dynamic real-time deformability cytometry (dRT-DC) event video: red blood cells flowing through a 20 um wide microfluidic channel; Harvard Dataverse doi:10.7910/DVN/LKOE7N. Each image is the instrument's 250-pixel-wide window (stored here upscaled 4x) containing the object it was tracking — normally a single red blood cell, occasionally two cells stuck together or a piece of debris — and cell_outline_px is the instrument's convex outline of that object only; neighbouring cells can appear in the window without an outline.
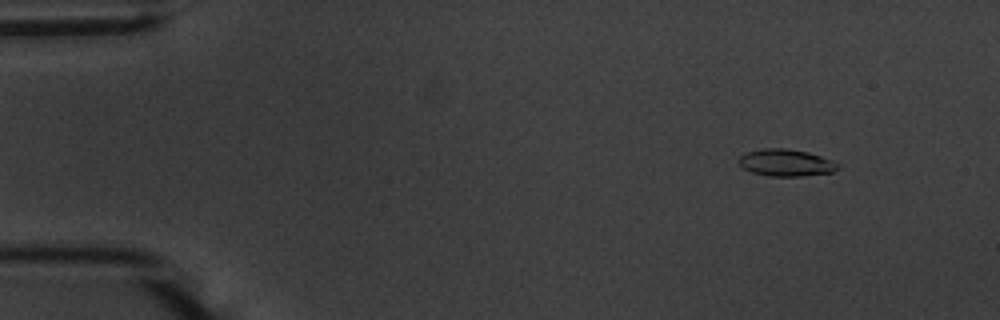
{"species": "common noctule bat (a hibernating species)", "species_latin": "Nyctalus noctula", "temperature_condition": "warm", "stored_images_in_passage": 52, "camera_frame_rate_fps": 3000, "um_per_image_px": 0.085, "animal": {"sex": "male", "body_mass_g": 20.1, "forearm_length_mm": 53.5}, "frame": {"image": 1, "passage_image": 3, "time_ms": 0.667, "image_size_px": [1000, 320], "cell_outline_px": [[840, 168], [832, 172], [800, 176], [768, 176], [752, 172], [744, 168], [736, 160], [744, 152], [764, 148], [784, 148], [808, 152], [832, 160], [840, 164]], "centroid_in_image_um": [66.79, 13.82], "position_along_channel_um": 18.2, "area_um2": 15.66}}
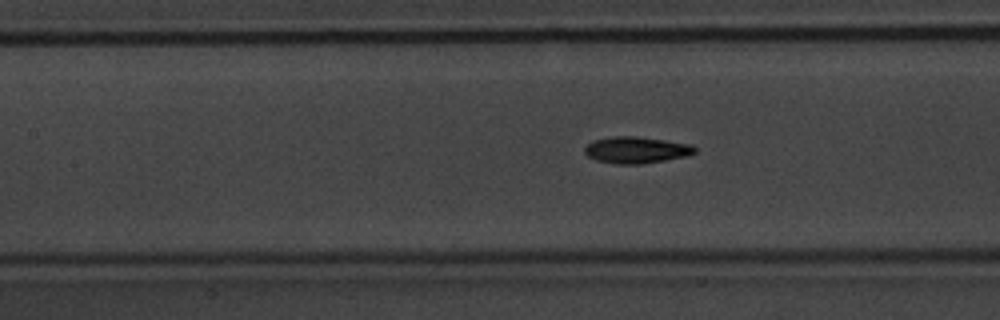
{"frame": {"image": 2, "passage_image": 22, "time_ms": 7.0, "image_size_px": [1000, 320], "cell_outline_px": [[696, 152], [688, 156], [640, 164], [616, 164], [596, 160], [588, 156], [584, 152], [584, 148], [592, 140], [612, 136], [636, 136], [692, 144], [696, 148]], "centroid_in_image_um": [54.08, 12.74], "position_along_channel_um": 153.3, "area_um2": 17.11}}
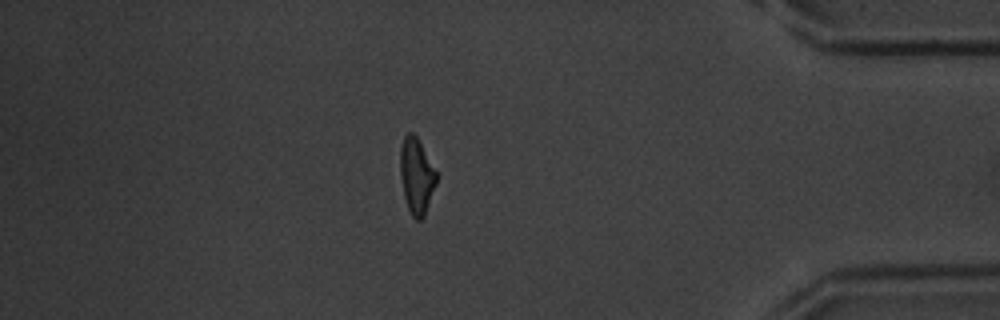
{"frame": {"image": 3, "passage_image": 45, "time_ms": 14.667, "image_size_px": [1000, 320], "cell_outline_px": [[436, 184], [424, 216], [420, 220], [416, 220], [412, 216], [408, 208], [404, 196], [400, 176], [400, 148], [404, 136], [408, 132], [412, 132], [416, 136], [436, 172]], "centroid_in_image_um": [35.38, 14.96], "position_along_channel_um": 399.8, "area_um2": 15.72}, "authors_computed_cell_mechanics": {"area_um2": 16.0684, "velocity_mm_per_s": 3.6737, "shape_relaxation_time_tau1_ms": 3.4823, "shape_relaxation_time_tau2_ms": 2.3854, "deformation_change_tau1": 0.1742, "deformation_change_tau2": 0.1038}}